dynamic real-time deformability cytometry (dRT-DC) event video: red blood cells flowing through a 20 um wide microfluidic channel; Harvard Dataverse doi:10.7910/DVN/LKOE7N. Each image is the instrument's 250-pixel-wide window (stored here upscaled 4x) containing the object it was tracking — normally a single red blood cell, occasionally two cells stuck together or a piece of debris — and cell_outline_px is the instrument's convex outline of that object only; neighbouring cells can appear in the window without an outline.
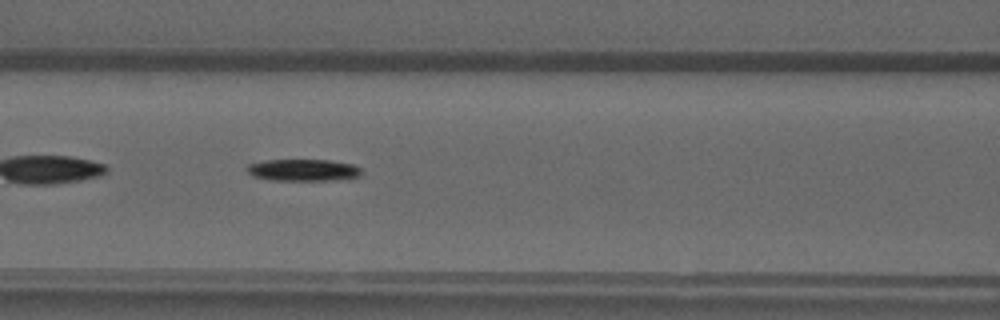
{"species": "common noctule bat (a hibernating species)", "species_latin": "Nyctalus noctula", "temperature_condition": "warm", "stored_images_in_passage": 36, "camera_frame_rate_fps": 3000, "um_per_image_px": 0.085, "animal": {"sex": "male", "forearm_length_mm": 52.5}, "frame": {"image": 1, "passage_image": 7, "time_ms": 2.0, "image_size_px": [1000, 320], "cell_outline_px": [[360, 176], [332, 180], [272, 180], [252, 176], [244, 168], [248, 164], [264, 160], [328, 160], [352, 164], [360, 168]], "centroid_in_image_um": [25.7, 14.45], "position_along_channel_um": 140.9, "area_um2": 14.51}}
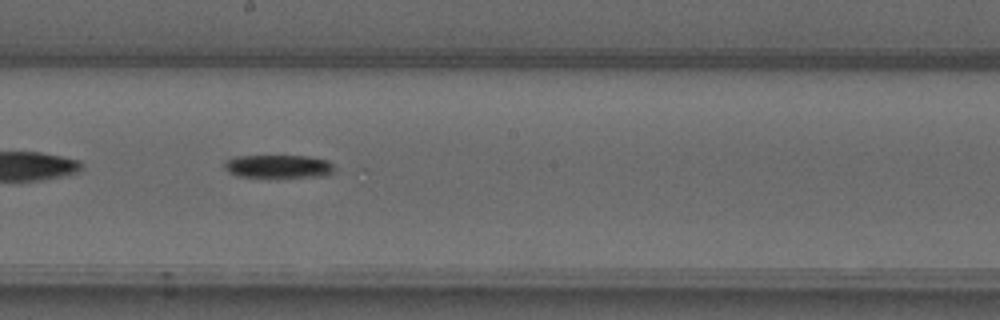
{"frame": {"image": 2, "passage_image": 13, "time_ms": 4.0, "image_size_px": [1000, 320], "cell_outline_px": [[336, 168], [332, 172], [324, 176], [236, 176], [228, 172], [224, 168], [224, 164], [228, 160], [236, 156], [308, 156], [328, 160]], "centroid_in_image_um": [23.68, 14.13], "position_along_channel_um": 224.5, "area_um2": 14.57}}
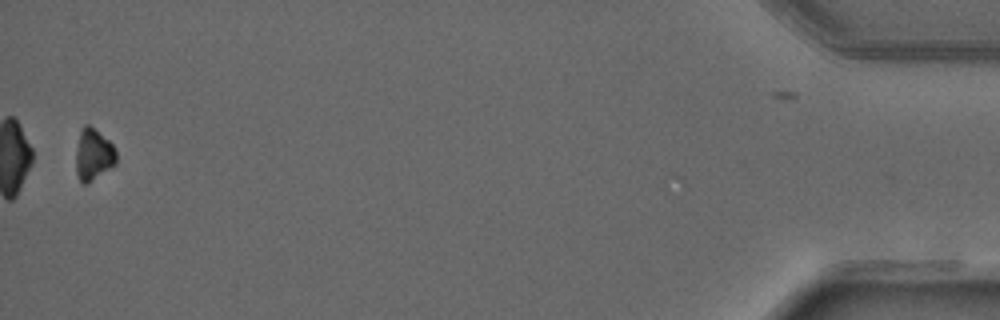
{"frame": {"image": 3, "passage_image": 34, "time_ms": 11.0, "image_size_px": [1000, 320], "cell_outline_px": [[116, 164], [112, 168], [88, 184], [84, 184], [80, 180], [76, 172], [76, 152], [80, 132], [84, 124], [88, 124], [108, 140], [116, 148]], "centroid_in_image_um": [7.96, 13.18], "position_along_channel_um": 427.2, "area_um2": 12.2}}